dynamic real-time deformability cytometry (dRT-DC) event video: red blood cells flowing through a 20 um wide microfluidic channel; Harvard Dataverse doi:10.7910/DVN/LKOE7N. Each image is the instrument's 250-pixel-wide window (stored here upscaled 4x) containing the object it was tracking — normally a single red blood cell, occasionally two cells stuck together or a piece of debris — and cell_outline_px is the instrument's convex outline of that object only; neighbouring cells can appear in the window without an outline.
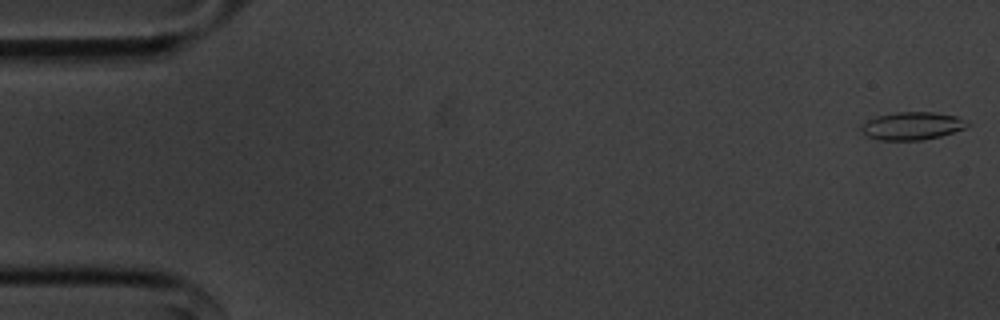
{"species": "common noctule bat (a hibernating species)", "species_latin": "Nyctalus noctula", "temperature_condition": "cold", "stored_images_in_passage": 55, "camera_frame_rate_fps": 3000, "um_per_image_px": 0.085, "animal": {"sex": "male", "body_mass_g": 20.1, "forearm_length_mm": 53.5}, "frame": {"image": 1, "passage_image": 1, "time_ms": 0.0, "image_size_px": [1000, 320], "cell_outline_px": [[968, 124], [964, 128], [940, 136], [920, 140], [880, 140], [868, 136], [860, 128], [860, 124], [876, 116], [896, 112], [932, 112], [956, 116], [968, 120]], "centroid_in_image_um": [77.51, 10.69], "position_along_channel_um": 7.5, "area_um2": 17.05}}
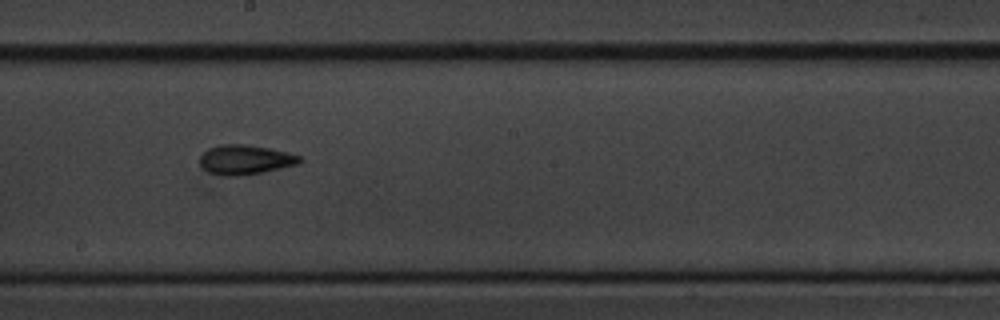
{"frame": {"image": 2, "passage_image": 30, "time_ms": 9.667, "image_size_px": [1000, 320], "cell_outline_px": [[304, 160], [300, 164], [264, 172], [236, 176], [224, 176], [208, 172], [200, 164], [200, 156], [208, 148], [220, 144], [244, 144], [268, 148], [288, 152], [300, 156]], "centroid_in_image_um": [20.87, 13.57], "position_along_channel_um": 227.3, "area_um2": 17.34}}
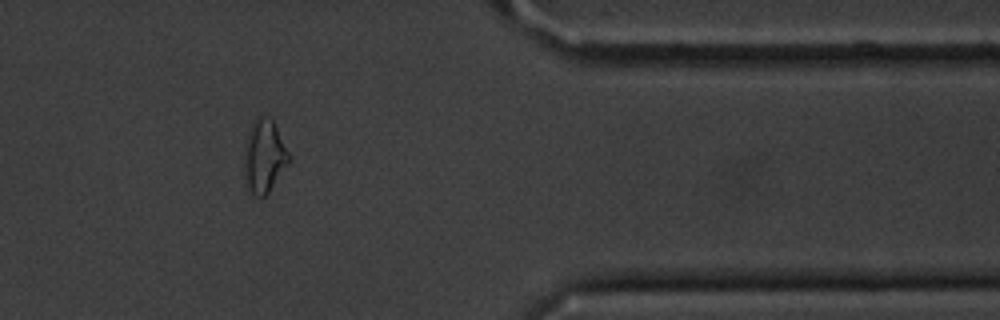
{"frame": {"image": 3, "passage_image": 45, "time_ms": 14.667, "image_size_px": [1000, 320], "cell_outline_px": [[292, 156], [288, 164], [268, 192], [264, 196], [252, 196], [248, 188], [248, 136], [252, 124], [260, 116], [272, 120]], "centroid_in_image_um": [22.56, 13.3], "position_along_channel_um": 388.8, "area_um2": 17.63}, "authors_computed_cell_mechanics": {"area_um2": 16.762, "velocity_mm_per_s": 3.6376, "shape_relaxation_time_tau1_ms": 3.3603, "shape_relaxation_time_tau2_ms": 5.6707, "deformation_change_tau1": 0.1093, "deformation_change_tau2": 0.1459}}